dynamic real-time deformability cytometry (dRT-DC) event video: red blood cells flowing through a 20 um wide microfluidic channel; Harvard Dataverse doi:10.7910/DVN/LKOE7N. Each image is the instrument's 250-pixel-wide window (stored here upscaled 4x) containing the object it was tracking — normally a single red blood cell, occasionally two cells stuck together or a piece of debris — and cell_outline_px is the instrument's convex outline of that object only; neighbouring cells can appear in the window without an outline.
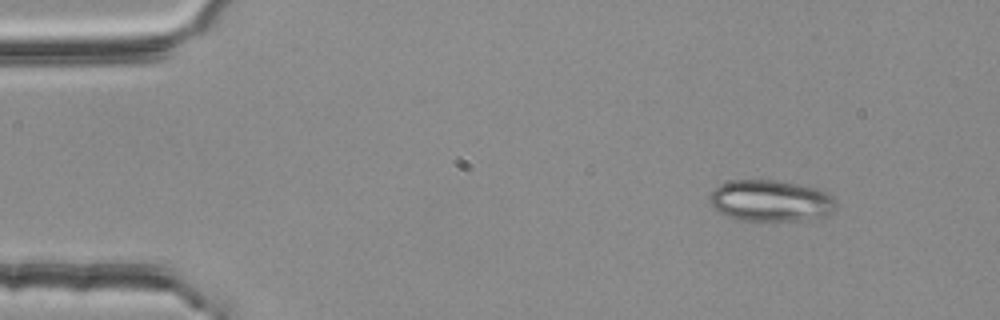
{"species": "common noctule bat (a hibernating species)", "species_latin": "Nyctalus noctula", "temperature_condition": "room temperature", "stored_images_in_passage": 3, "camera_frame_rate_fps": 3000, "um_per_image_px": 0.085, "animal": {"sex": "female", "body_mass_g": 25.1}, "frame": {"image": 1, "passage_image": 1, "time_ms": 0.0, "image_size_px": [1000, 320], "cell_outline_px": [[836, 208], [832, 212], [824, 216], [800, 220], [732, 220], [716, 212], [712, 208], [712, 192], [720, 184], [736, 180], [776, 180], [800, 184], [816, 188], [832, 196], [836, 200]], "centroid_in_image_um": [65.5, 17.07], "position_along_channel_um": 19.5, "area_um2": 30.46}}